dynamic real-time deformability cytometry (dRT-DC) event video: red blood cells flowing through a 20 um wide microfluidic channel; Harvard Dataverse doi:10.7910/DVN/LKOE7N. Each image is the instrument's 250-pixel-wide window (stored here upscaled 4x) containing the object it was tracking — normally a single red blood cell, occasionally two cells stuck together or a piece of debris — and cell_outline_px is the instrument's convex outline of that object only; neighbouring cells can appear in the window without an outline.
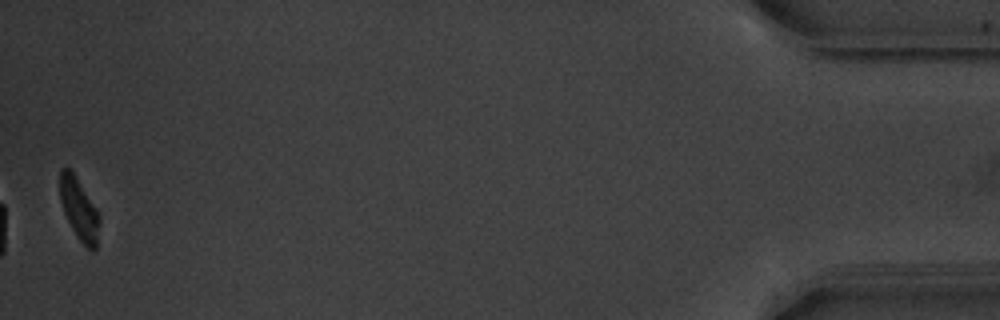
{"species": "common noctule bat (a hibernating species)", "species_latin": "Nyctalus noctula", "temperature_condition": "warm", "stored_images_in_passage": 37, "camera_frame_rate_fps": 3000, "um_per_image_px": 0.085, "animal": {"sex": "male", "body_mass_g": 20.1, "forearm_length_mm": 53.5}, "frame": {"image": 1, "passage_image": 37, "time_ms": 12.0, "image_size_px": [1000, 320], "cell_outline_px": [[100, 220], [96, 248], [92, 252], [80, 240], [72, 228], [64, 212], [60, 200], [60, 168], [68, 168], [72, 172], [96, 208], [100, 216]], "centroid_in_image_um": [6.73, 17.8], "position_along_channel_um": 428.5, "area_um2": 13.81}, "authors_computed_cell_mechanics": {"area_um2": 17.7446, "velocity_mm_per_s": 3.8331, "shape_relaxation_time_tau1_ms": 1.9687, "shape_relaxation_time_tau2_ms": null, "deformation_change_tau1": 0.1396, "deformation_change_tau2": null}}